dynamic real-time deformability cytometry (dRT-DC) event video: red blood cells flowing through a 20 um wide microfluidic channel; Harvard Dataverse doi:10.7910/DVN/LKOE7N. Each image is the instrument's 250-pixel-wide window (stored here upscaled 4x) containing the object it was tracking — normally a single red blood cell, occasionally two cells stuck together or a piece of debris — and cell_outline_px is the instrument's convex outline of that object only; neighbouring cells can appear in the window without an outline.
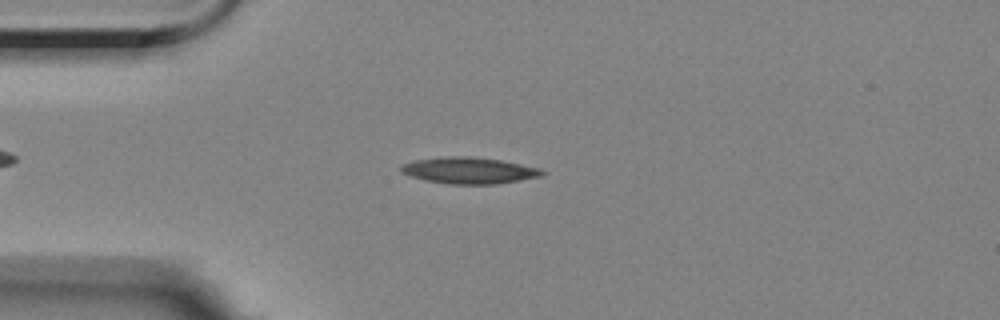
{"species": "Egyptian fruit bat (a non-hibernating species)", "species_latin": "Rousettus aegyptiacus", "temperature_condition": "room temperature", "stored_images_in_passage": 47, "camera_frame_rate_fps": 3000, "um_per_image_px": 0.085, "animal": {"sex": "female"}, "frame": {"image": 1, "passage_image": 5, "time_ms": 1.333, "image_size_px": [1000, 320], "cell_outline_px": [[548, 172], [544, 176], [496, 184], [448, 184], [424, 180], [400, 172], [400, 168], [404, 164], [416, 160], [440, 156], [472, 156], [500, 160], [540, 168]], "centroid_in_image_um": [39.91, 14.49], "position_along_channel_um": 45.1, "area_um2": 21.85}}
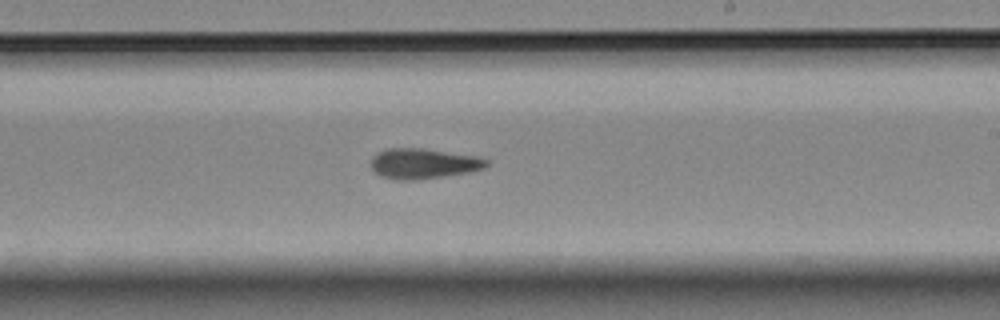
{"frame": {"image": 2, "passage_image": 24, "time_ms": 7.667, "image_size_px": [1000, 320], "cell_outline_px": [[492, 160], [484, 168], [468, 172], [416, 180], [396, 180], [380, 176], [368, 164], [372, 156], [376, 152], [384, 148], [424, 148], [480, 156]], "centroid_in_image_um": [35.97, 13.88], "position_along_channel_um": 253.0, "area_um2": 20.87}}
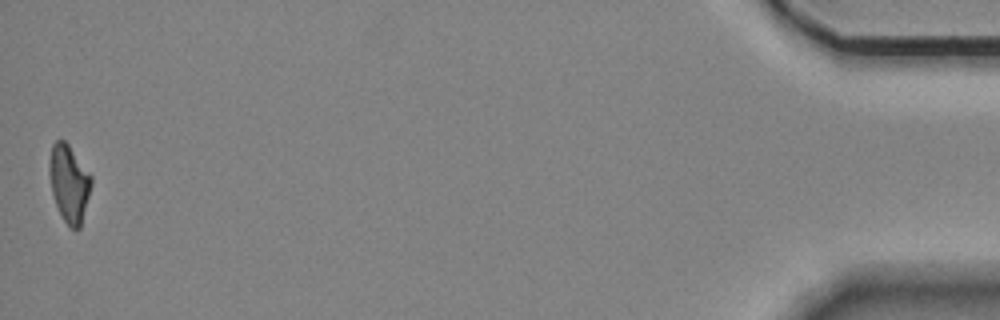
{"frame": {"image": 3, "passage_image": 47, "time_ms": 15.333, "image_size_px": [1000, 320], "cell_outline_px": [[92, 184], [80, 228], [76, 232], [64, 220], [56, 204], [52, 192], [48, 172], [48, 164], [52, 144], [56, 140], [64, 140], [68, 144], [92, 176]], "centroid_in_image_um": [5.87, 15.57], "position_along_channel_um": 429.3, "area_um2": 18.84}}